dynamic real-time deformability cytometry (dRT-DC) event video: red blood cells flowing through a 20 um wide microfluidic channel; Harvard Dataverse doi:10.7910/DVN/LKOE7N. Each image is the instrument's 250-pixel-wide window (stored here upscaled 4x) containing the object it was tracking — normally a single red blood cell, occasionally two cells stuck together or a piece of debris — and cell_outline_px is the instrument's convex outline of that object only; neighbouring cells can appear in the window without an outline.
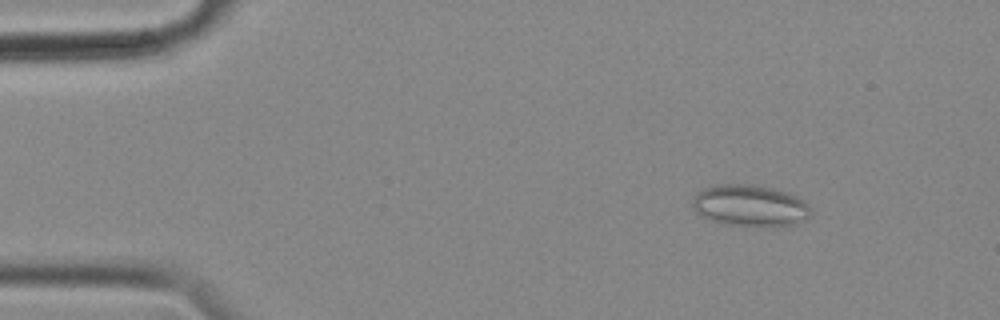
{"species": "common noctule bat (a hibernating species)", "species_latin": "Nyctalus noctula", "temperature_condition": "cold", "stored_images_in_passage": 51, "camera_frame_rate_fps": 3000, "um_per_image_px": 0.085, "animal": {"sex": "female", "body_mass_g": 18.4}, "frame": {"image": 1, "passage_image": 7, "time_ms": 2.0, "image_size_px": [1000, 320], "cell_outline_px": [[812, 216], [796, 224], [776, 228], [724, 224], [700, 216], [692, 208], [692, 196], [696, 192], [704, 188], [720, 184], [752, 184], [772, 188], [788, 192], [804, 200], [808, 204], [812, 212]], "centroid_in_image_um": [63.77, 17.5], "position_along_channel_um": 21.2, "area_um2": 29.42}}
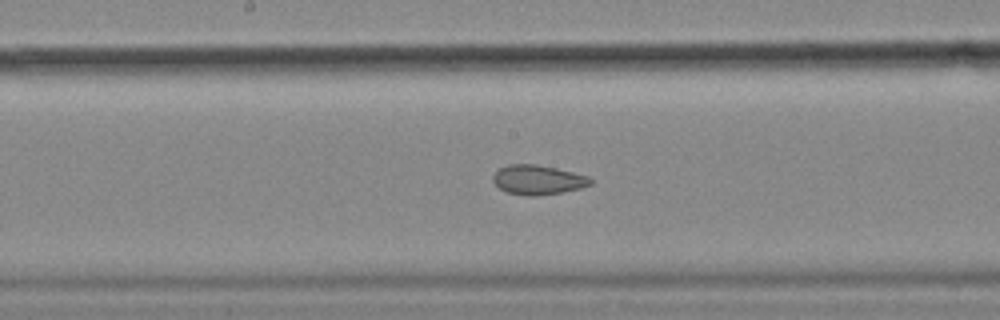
{"frame": {"image": 2, "passage_image": 29, "time_ms": 9.333, "image_size_px": [1000, 320], "cell_outline_px": [[592, 184], [580, 188], [560, 192], [536, 196], [528, 196], [504, 192], [492, 180], [492, 176], [500, 168], [508, 164], [536, 164], [556, 168], [588, 176], [592, 180]], "centroid_in_image_um": [45.7, 15.28], "position_along_channel_um": 202.5, "area_um2": 16.7}}
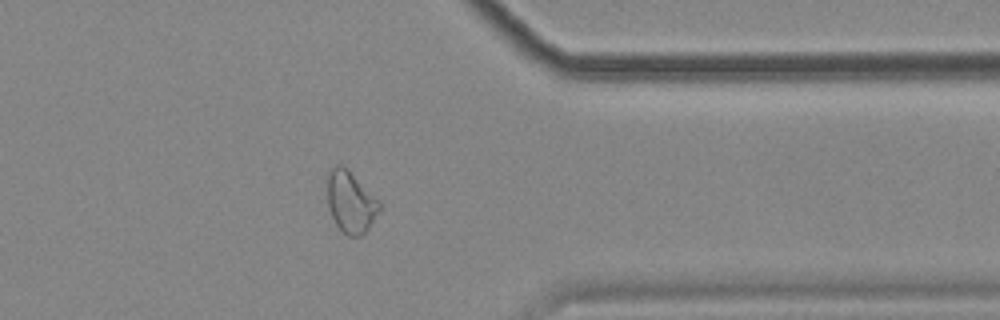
{"frame": {"image": 3, "passage_image": 45, "time_ms": 14.667, "image_size_px": [1000, 320], "cell_outline_px": [[380, 208], [368, 228], [360, 236], [348, 236], [336, 224], [328, 208], [328, 172], [336, 164], [340, 164], [380, 200]], "centroid_in_image_um": [29.8, 17.18], "position_along_channel_um": 381.6, "area_um2": 18.15}, "authors_computed_cell_mechanics": {"area_um2": 19.1896, "velocity_mm_per_s": 3.5381, "shape_relaxation_time_tau1_ms": null, "shape_relaxation_time_tau2_ms": 2.4665, "deformation_change_tau1": null, "deformation_change_tau2": 0.0922}}